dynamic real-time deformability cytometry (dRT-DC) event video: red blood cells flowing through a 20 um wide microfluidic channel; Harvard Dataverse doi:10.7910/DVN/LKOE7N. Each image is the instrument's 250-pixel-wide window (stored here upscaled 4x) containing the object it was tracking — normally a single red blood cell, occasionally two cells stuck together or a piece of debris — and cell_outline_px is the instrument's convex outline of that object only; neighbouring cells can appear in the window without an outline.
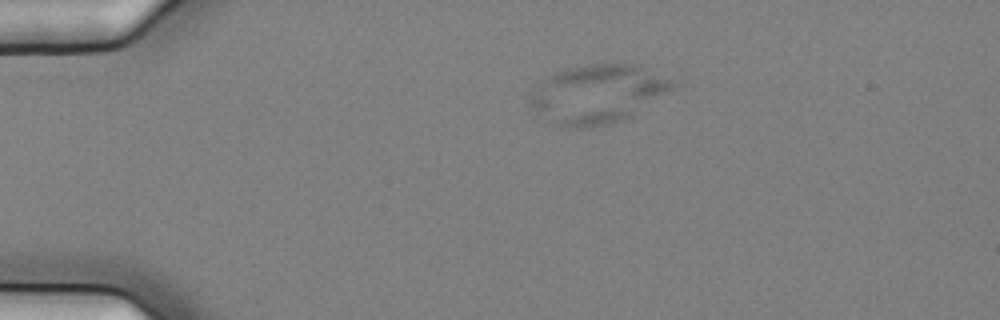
{"species": "common noctule bat (a hibernating species)", "species_latin": "Nyctalus noctula", "temperature_condition": "cold", "stored_images_in_passage": 46, "camera_frame_rate_fps": 3000, "um_per_image_px": 0.085, "animal": {"sex": "female", "body_mass_g": 25.1}, "frame": {"image": 1, "passage_image": 1, "time_ms": 0.0, "image_size_px": [1000, 320], "cell_outline_px": [[676, 84], [672, 88], [632, 116], [624, 120], [612, 124], [592, 128], [572, 128], [552, 124], [536, 116], [528, 104], [528, 92], [548, 76], [556, 72], [568, 68], [588, 64], [640, 64]], "centroid_in_image_um": [50.67, 8.03], "position_along_channel_um": 34.3, "area_um2": 49.19}}
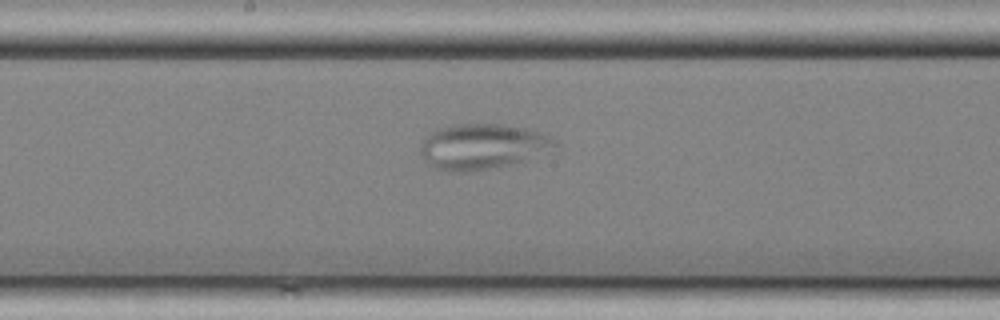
{"frame": {"image": 2, "passage_image": 20, "time_ms": 6.333, "image_size_px": [1000, 320], "cell_outline_px": [[560, 144], [548, 152], [524, 160], [508, 164], [464, 172], [452, 172], [436, 168], [420, 152], [420, 144], [424, 136], [428, 132], [436, 128], [452, 124], [508, 124], [528, 128], [552, 136]], "centroid_in_image_um": [41.03, 12.41], "position_along_channel_um": 207.2, "area_um2": 35.72}}
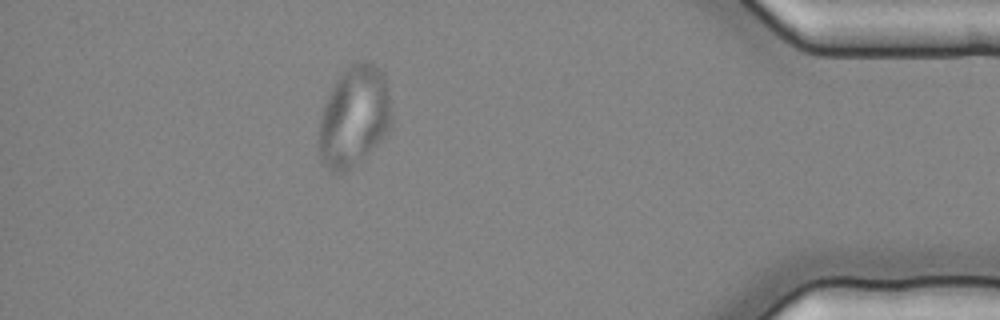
{"frame": {"image": 3, "passage_image": 40, "time_ms": 13.0, "image_size_px": [1000, 320], "cell_outline_px": [[392, 128], [388, 132], [344, 172], [328, 172], [320, 160], [320, 120], [324, 104], [336, 80], [352, 64], [364, 60], [372, 64], [384, 72], [392, 116]], "centroid_in_image_um": [30.1, 9.89], "position_along_channel_um": 405.1, "area_um2": 41.73}}